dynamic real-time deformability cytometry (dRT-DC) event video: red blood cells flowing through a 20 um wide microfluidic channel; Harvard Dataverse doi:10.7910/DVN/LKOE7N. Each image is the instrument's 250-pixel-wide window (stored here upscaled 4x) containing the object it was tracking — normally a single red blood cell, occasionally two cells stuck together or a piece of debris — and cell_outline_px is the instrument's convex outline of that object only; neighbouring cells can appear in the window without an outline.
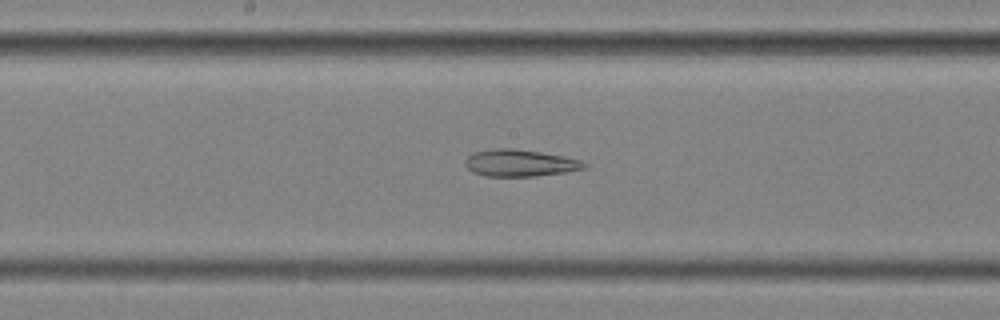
{"species": "common noctule bat (a hibernating species)", "species_latin": "Nyctalus noctula", "temperature_condition": "cold", "stored_images_in_passage": 39, "camera_frame_rate_fps": 3000, "um_per_image_px": 0.085, "animal": {"sex": "female", "body_mass_g": 25.1}, "frame": {"image": 1, "passage_image": 18, "time_ms": 5.667, "image_size_px": [1000, 320], "cell_outline_px": [[588, 168], [564, 172], [536, 176], [488, 176], [472, 172], [464, 164], [464, 160], [468, 156], [476, 152], [496, 148], [512, 148], [540, 152], [580, 160], [588, 164]], "centroid_in_image_um": [44.19, 13.86], "position_along_channel_um": 204.0, "area_um2": 18.5}}
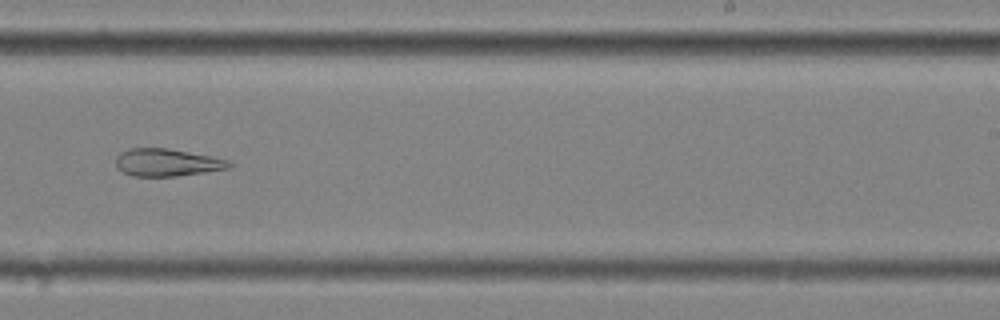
{"frame": {"image": 2, "passage_image": 24, "time_ms": 7.667, "image_size_px": [1000, 320], "cell_outline_px": [[232, 168], [176, 176], [132, 176], [116, 168], [116, 156], [120, 152], [128, 148], [168, 148], [212, 156], [228, 160], [232, 164]], "centroid_in_image_um": [14.19, 13.8], "position_along_channel_um": 274.8, "area_um2": 18.26}}
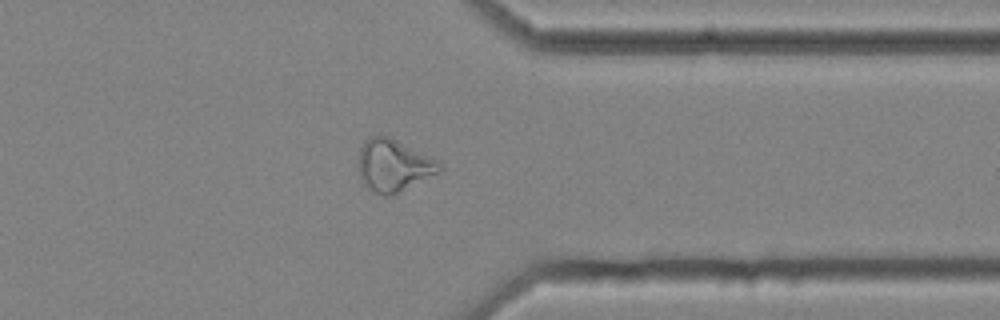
{"frame": {"image": 3, "passage_image": 33, "time_ms": 10.667, "image_size_px": [1000, 320], "cell_outline_px": [[444, 168], [440, 172], [392, 196], [384, 196], [372, 192], [360, 180], [360, 148], [372, 136], [388, 136], [440, 160]], "centroid_in_image_um": [33.51, 14.09], "position_along_channel_um": 377.9, "area_um2": 24.62}}